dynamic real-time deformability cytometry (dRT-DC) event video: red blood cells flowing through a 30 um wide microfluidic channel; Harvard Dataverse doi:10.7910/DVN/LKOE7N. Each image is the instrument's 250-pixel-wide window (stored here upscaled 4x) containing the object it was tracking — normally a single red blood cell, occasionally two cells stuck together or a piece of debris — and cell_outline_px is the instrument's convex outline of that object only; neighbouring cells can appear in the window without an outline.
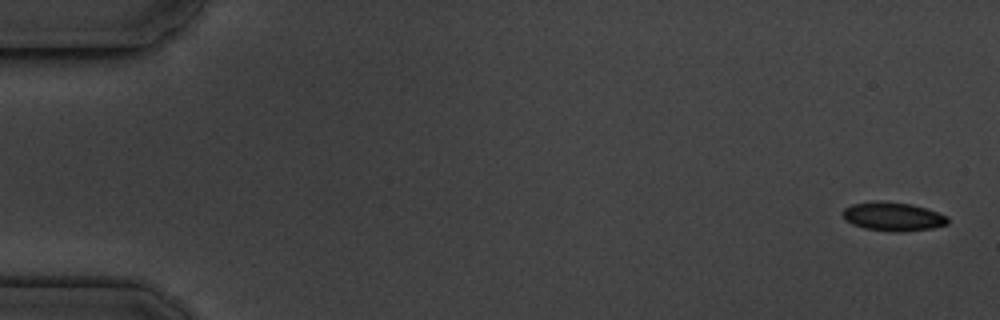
{"species": "common noctule bat (a hibernating species)", "species_latin": "Nyctalus noctula", "temperature_condition": "cold", "stored_images_in_passage": 17, "camera_frame_rate_fps": 3000, "um_per_image_px": 0.085, "animal": {"sex": "male", "body_mass_g": 19.5, "forearm_length_mm": 54.6}, "frame": {"image": 1, "passage_image": 1, "time_ms": 0.0, "image_size_px": [1000, 320], "cell_outline_px": [[948, 224], [932, 228], [900, 232], [896, 232], [864, 228], [852, 224], [844, 220], [840, 212], [844, 208], [852, 204], [872, 200], [884, 200], [912, 204], [948, 216]], "centroid_in_image_um": [75.84, 18.39], "position_along_channel_um": 9.2, "area_um2": 17.86}}
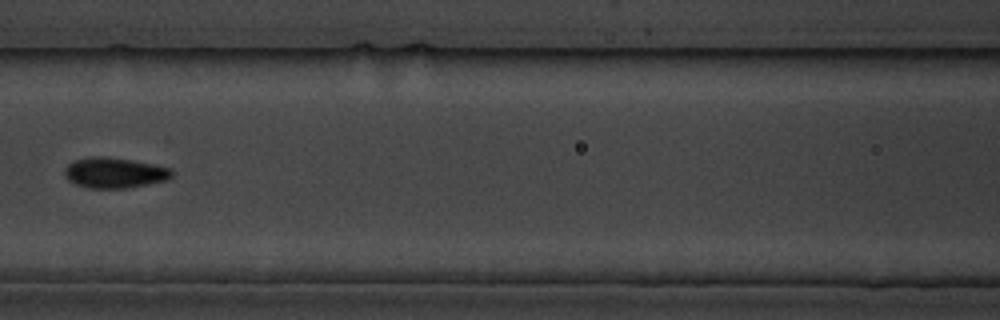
{"frame": {"image": 2, "passage_image": 8, "time_ms": 8.0, "image_size_px": [1000, 320], "cell_outline_px": [[172, 176], [168, 180], [148, 184], [124, 188], [88, 188], [76, 184], [68, 180], [64, 172], [64, 168], [72, 160], [88, 156], [104, 156], [132, 160], [172, 168]], "centroid_in_image_um": [9.71, 14.67], "position_along_channel_um": 156.9, "area_um2": 19.19}}
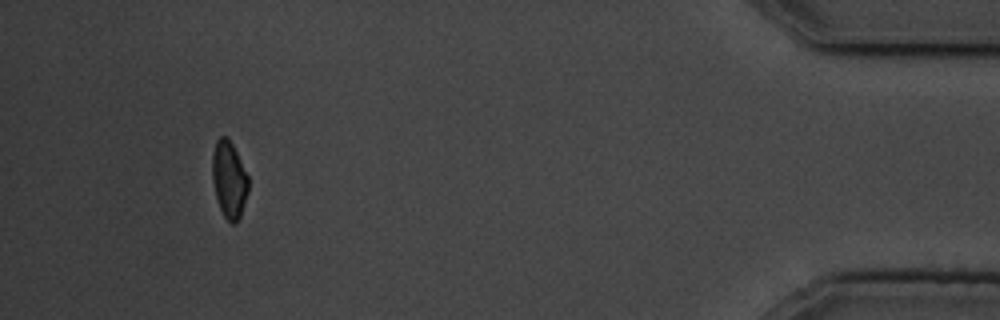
{"frame": {"image": 3, "passage_image": 16, "time_ms": 17.0, "image_size_px": [1000, 320], "cell_outline_px": [[248, 192], [240, 216], [236, 224], [232, 224], [224, 216], [220, 208], [216, 196], [212, 180], [212, 152], [216, 140], [220, 136], [228, 136], [248, 176]], "centroid_in_image_um": [19.46, 15.24], "position_along_channel_um": 415.7, "area_um2": 16.13}, "authors_computed_cell_mechanics": {"area_um2": 17.629, "velocity_mm_per_s": 3.5921, "shape_relaxation_time_tau1_ms": 2.4157, "shape_relaxation_time_tau2_ms": null, "deformation_change_tau1": 0.0671, "deformation_change_tau2": null}}